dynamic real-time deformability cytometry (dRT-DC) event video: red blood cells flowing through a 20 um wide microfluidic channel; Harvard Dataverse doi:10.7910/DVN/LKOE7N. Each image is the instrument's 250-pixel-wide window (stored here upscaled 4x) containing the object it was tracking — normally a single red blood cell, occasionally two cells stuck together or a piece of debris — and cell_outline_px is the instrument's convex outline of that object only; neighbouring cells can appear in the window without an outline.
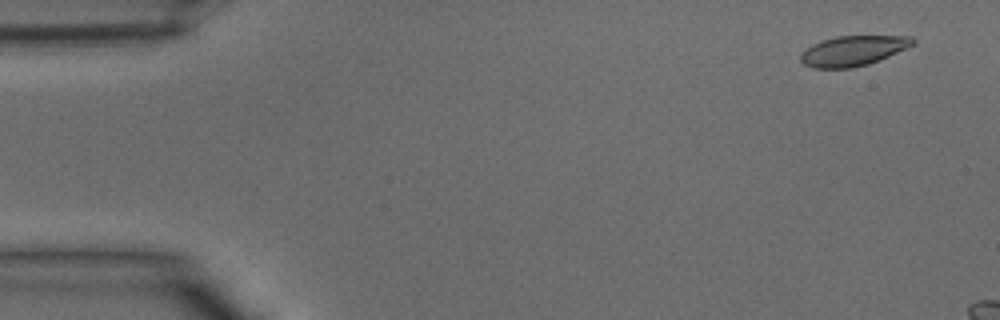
{"species": "common noctule bat (a hibernating species)", "species_latin": "Nyctalus noctula", "temperature_condition": "warm", "stored_images_in_passage": 8, "camera_frame_rate_fps": 3000, "um_per_image_px": 0.085, "animal": {"sex": "male", "body_mass_g": 15.6}, "frame": {"image": 1, "passage_image": 3, "time_ms": 0.667, "image_size_px": [1000, 320], "cell_outline_px": [[916, 44], [880, 60], [868, 64], [852, 68], [812, 68], [804, 64], [800, 60], [800, 52], [812, 44], [836, 36], [912, 36], [916, 40]], "centroid_in_image_um": [72.52, 4.32], "position_along_channel_um": 12.5, "area_um2": 19.83}}